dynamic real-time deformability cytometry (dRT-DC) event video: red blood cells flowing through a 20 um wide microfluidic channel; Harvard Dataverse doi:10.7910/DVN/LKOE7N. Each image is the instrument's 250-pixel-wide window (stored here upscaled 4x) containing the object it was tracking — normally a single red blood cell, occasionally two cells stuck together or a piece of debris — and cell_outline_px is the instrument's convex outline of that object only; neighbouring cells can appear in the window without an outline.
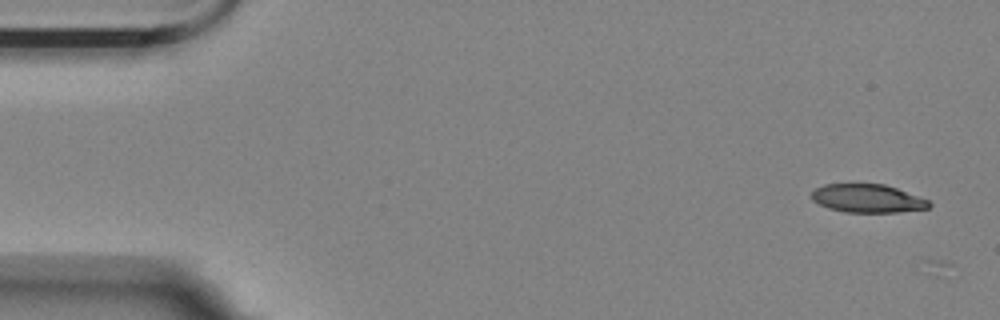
{"species": "Egyptian fruit bat (a non-hibernating species)", "species_latin": "Rousettus aegyptiacus", "temperature_condition": "room temperature", "stored_images_in_passage": 4, "camera_frame_rate_fps": 3000, "um_per_image_px": 0.085, "animal": {"sex": "female"}, "frame": {"image": 1, "passage_image": 1, "time_ms": 0.0, "image_size_px": [1000, 320], "cell_outline_px": [[932, 204], [928, 208], [896, 212], [844, 212], [828, 208], [812, 200], [808, 196], [816, 188], [824, 184], [884, 184], [896, 188], [928, 200]], "centroid_in_image_um": [73.69, 16.86], "position_along_channel_um": 11.3, "area_um2": 19.31}}